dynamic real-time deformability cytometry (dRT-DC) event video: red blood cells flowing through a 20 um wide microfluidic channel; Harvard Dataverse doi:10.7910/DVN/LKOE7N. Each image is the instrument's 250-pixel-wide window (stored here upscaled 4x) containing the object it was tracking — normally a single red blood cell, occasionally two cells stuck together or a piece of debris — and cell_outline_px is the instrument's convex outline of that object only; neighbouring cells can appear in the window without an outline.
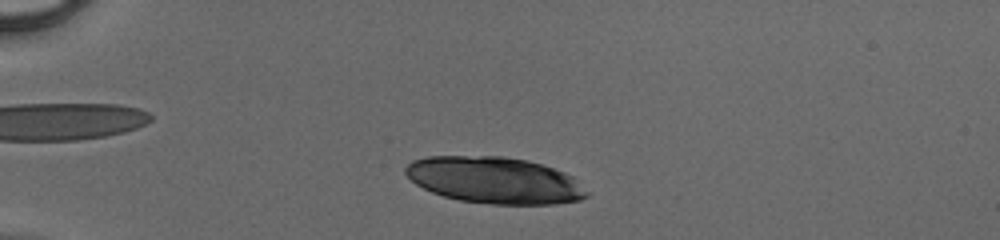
{"species": "human", "species_latin": "Homo sapiens", "temperature_condition": "cold", "stored_images_in_passage": 40, "camera_frame_rate_fps": 3000, "um_per_image_px": 0.085, "donor": {"sex": "male"}, "frame": {"image": 1, "passage_image": 5, "time_ms": 1.333, "image_size_px": [1000, 240], "cell_outline_px": [[588, 196], [580, 200], [556, 204], [492, 204], [460, 200], [444, 196], [432, 192], [416, 184], [404, 172], [404, 168], [412, 160], [428, 156], [504, 156], [528, 160], [564, 172], [572, 176], [588, 192]], "centroid_in_image_um": [42.03, 15.31], "position_along_channel_um": 43.0, "area_um2": 49.07}}